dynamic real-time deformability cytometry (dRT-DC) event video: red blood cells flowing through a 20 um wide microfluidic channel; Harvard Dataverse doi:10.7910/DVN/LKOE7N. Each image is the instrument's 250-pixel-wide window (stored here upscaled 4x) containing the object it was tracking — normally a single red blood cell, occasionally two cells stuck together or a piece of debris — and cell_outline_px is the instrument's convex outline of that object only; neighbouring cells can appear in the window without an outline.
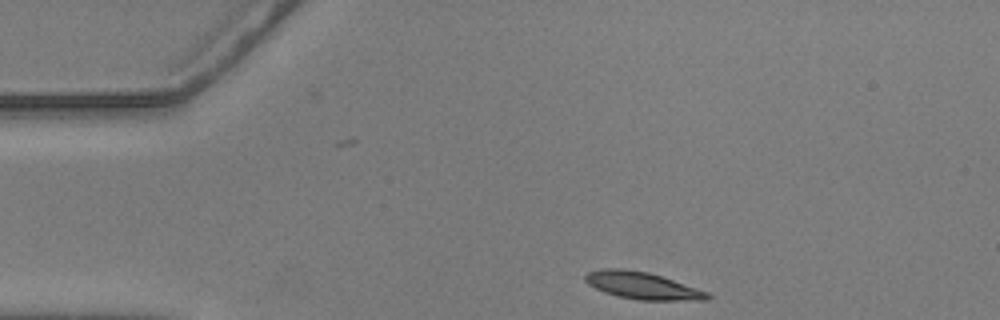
{"species": "common noctule bat (a hibernating species)", "species_latin": "Nyctalus noctula", "temperature_condition": "warm", "stored_images_in_passage": 47, "camera_frame_rate_fps": 3000, "um_per_image_px": 0.085, "animal": {"sex": "male", "body_mass_g": 20.5, "forearm_length_mm": 52.5}, "frame": {"image": 1, "passage_image": 1, "time_ms": 0.0, "image_size_px": [1000, 320], "cell_outline_px": [[712, 296], [708, 300], [640, 300], [620, 296], [604, 292], [588, 284], [584, 280], [584, 276], [588, 272], [604, 268], [620, 268], [648, 272], [708, 292]], "centroid_in_image_um": [54.58, 24.27], "position_along_channel_um": 30.4, "area_um2": 19.02}}
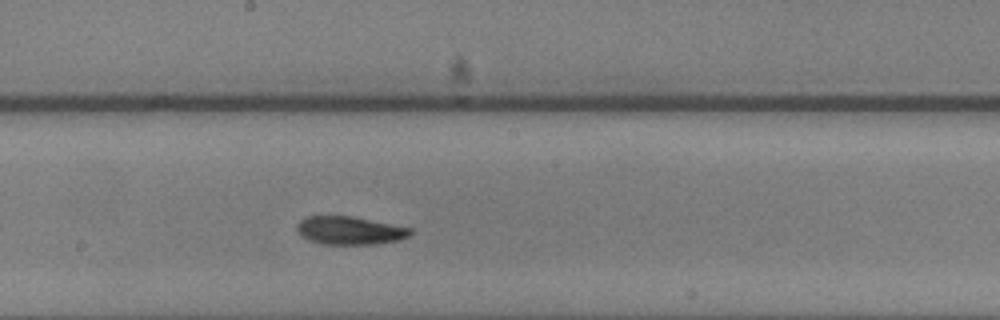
{"frame": {"image": 2, "passage_image": 21, "time_ms": 6.667, "image_size_px": [1000, 320], "cell_outline_px": [[412, 232], [408, 236], [400, 240], [376, 244], [320, 244], [308, 240], [296, 228], [296, 224], [304, 216], [352, 216], [412, 228]], "centroid_in_image_um": [29.73, 19.59], "position_along_channel_um": 218.5, "area_um2": 18.61}}
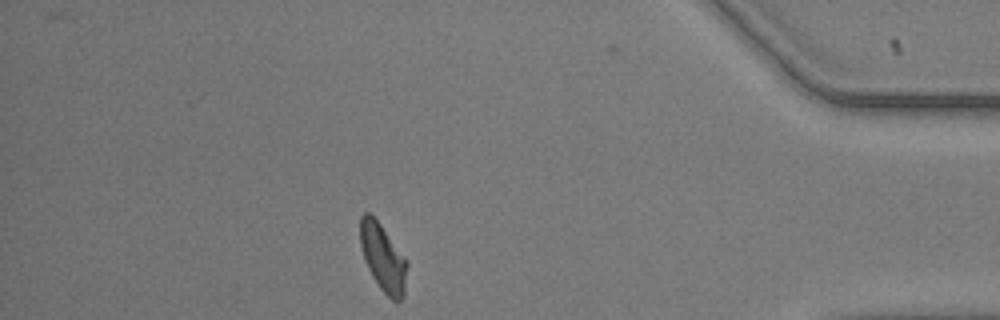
{"frame": {"image": 3, "passage_image": 40, "time_ms": 13.0, "image_size_px": [1000, 320], "cell_outline_px": [[408, 264], [404, 296], [396, 304], [380, 288], [372, 276], [364, 260], [360, 244], [360, 216], [364, 212], [368, 212], [380, 224], [408, 260]], "centroid_in_image_um": [32.57, 21.93], "position_along_channel_um": 402.6, "area_um2": 18.55}, "authors_computed_cell_mechanics": {"area_um2": 18.6694, "velocity_mm_per_s": 3.5824, "shape_relaxation_time_tau1_ms": 3.9886, "shape_relaxation_time_tau2_ms": 3.9299, "deformation_change_tau1": 0.1339, "deformation_change_tau2": 0.108}}